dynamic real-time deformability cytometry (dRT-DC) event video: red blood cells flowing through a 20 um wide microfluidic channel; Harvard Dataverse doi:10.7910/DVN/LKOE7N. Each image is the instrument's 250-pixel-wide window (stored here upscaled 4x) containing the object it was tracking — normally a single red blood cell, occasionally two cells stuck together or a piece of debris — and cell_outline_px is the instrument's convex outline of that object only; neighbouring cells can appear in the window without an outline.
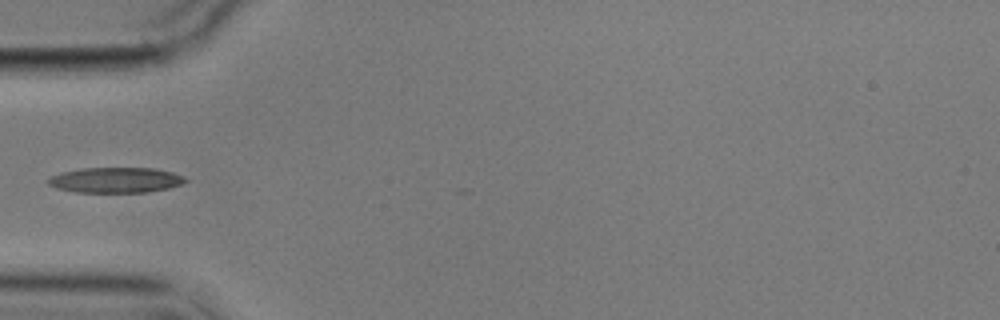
{"species": "common noctule bat (a hibernating species)", "species_latin": "Nyctalus noctula", "temperature_condition": "cold", "stored_images_in_passage": 5, "camera_frame_rate_fps": 3000, "um_per_image_px": 0.085, "animal": {"sex": "male", "body_mass_g": 17.9}, "frame": {"image": 1, "passage_image": 1, "time_ms": 0.0, "image_size_px": [1000, 320], "cell_outline_px": [[188, 180], [180, 184], [168, 188], [148, 192], [76, 192], [56, 188], [48, 184], [44, 180], [60, 172], [80, 168], [156, 168], [172, 172], [184, 176]], "centroid_in_image_um": [9.8, 15.3], "position_along_channel_um": 75.2, "area_um2": 20.4}}
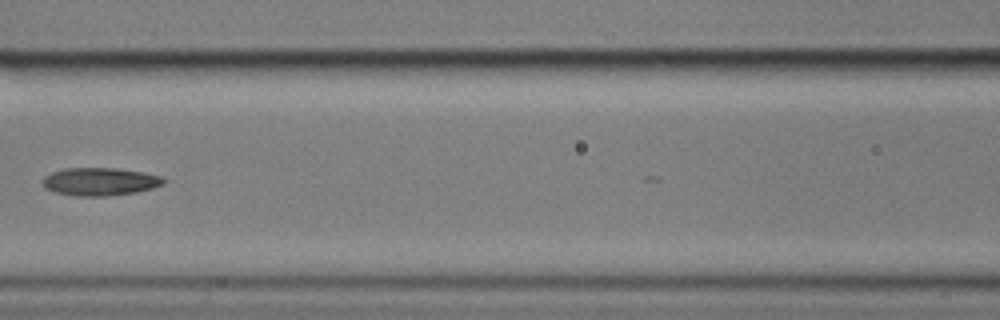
{"frame": {"image": 2, "passage_image": 3, "time_ms": 2.333, "image_size_px": [1000, 320], "cell_outline_px": [[168, 180], [164, 184], [152, 188], [136, 192], [108, 196], [76, 196], [56, 192], [44, 188], [44, 176], [52, 172], [64, 168], [116, 168], [144, 172], [160, 176]], "centroid_in_image_um": [8.53, 15.43], "position_along_channel_um": 158.1, "area_um2": 19.71}}
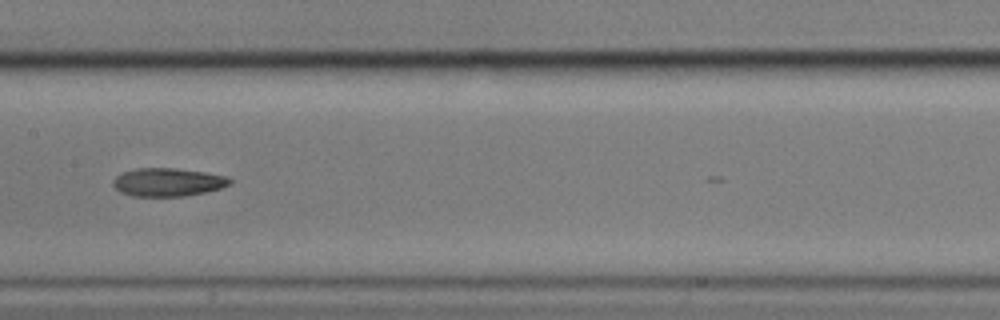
{"frame": {"image": 3, "passage_image": 4, "time_ms": 3.333, "image_size_px": [1000, 320], "cell_outline_px": [[232, 184], [220, 188], [204, 192], [184, 196], [132, 196], [120, 192], [112, 184], [112, 180], [116, 176], [124, 172], [136, 168], [176, 168], [204, 172], [224, 176], [232, 180]], "centroid_in_image_um": [14.24, 15.48], "position_along_channel_um": 193.2, "area_um2": 19.13}}